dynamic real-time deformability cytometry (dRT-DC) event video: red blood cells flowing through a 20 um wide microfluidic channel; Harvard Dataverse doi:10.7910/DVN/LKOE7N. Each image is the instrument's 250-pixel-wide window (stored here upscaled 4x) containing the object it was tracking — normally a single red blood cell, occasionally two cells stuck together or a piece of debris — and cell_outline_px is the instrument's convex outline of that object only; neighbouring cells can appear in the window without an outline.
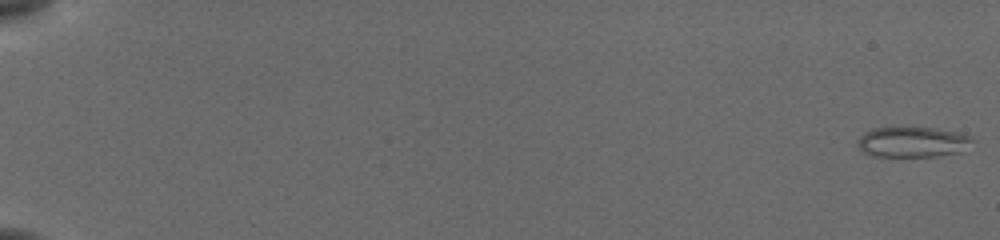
{"species": "common noctule bat (a hibernating species)", "species_latin": "Nyctalus noctula", "temperature_condition": "cold", "stored_images_in_passage": 53, "camera_frame_rate_fps": 3000, "um_per_image_px": 0.085, "animal": {"sex": "female", "body_mass_g": 19.5, "forearm_length_mm": 54.1}, "frame": {"image": 1, "passage_image": 1, "time_ms": 0.0, "image_size_px": [1000, 240], "cell_outline_px": [[976, 140], [960, 152], [936, 156], [868, 156], [860, 148], [856, 140], [864, 132], [872, 128], [936, 128], [972, 136]], "centroid_in_image_um": [77.56, 12.07], "position_along_channel_um": 7.4, "area_um2": 20.29}}
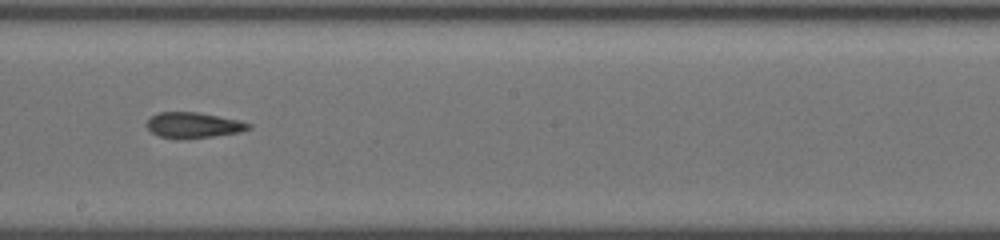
{"frame": {"image": 2, "passage_image": 34, "time_ms": 11.0, "image_size_px": [1000, 240], "cell_outline_px": [[252, 128], [240, 132], [212, 136], [176, 140], [160, 136], [152, 132], [144, 124], [152, 116], [160, 112], [200, 112], [240, 120], [252, 124]], "centroid_in_image_um": [16.45, 10.64], "position_along_channel_um": 231.7, "area_um2": 15.37}}
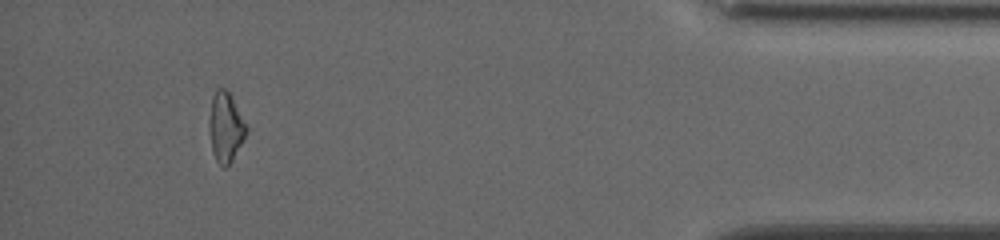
{"frame": {"image": 3, "passage_image": 52, "time_ms": 17.0, "image_size_px": [1000, 240], "cell_outline_px": [[248, 132], [232, 160], [224, 168], [216, 160], [212, 152], [208, 124], [208, 120], [212, 96], [216, 88], [224, 88], [232, 96], [248, 128]], "centroid_in_image_um": [19.17, 10.78], "position_along_channel_um": 416.0, "area_um2": 15.2}}